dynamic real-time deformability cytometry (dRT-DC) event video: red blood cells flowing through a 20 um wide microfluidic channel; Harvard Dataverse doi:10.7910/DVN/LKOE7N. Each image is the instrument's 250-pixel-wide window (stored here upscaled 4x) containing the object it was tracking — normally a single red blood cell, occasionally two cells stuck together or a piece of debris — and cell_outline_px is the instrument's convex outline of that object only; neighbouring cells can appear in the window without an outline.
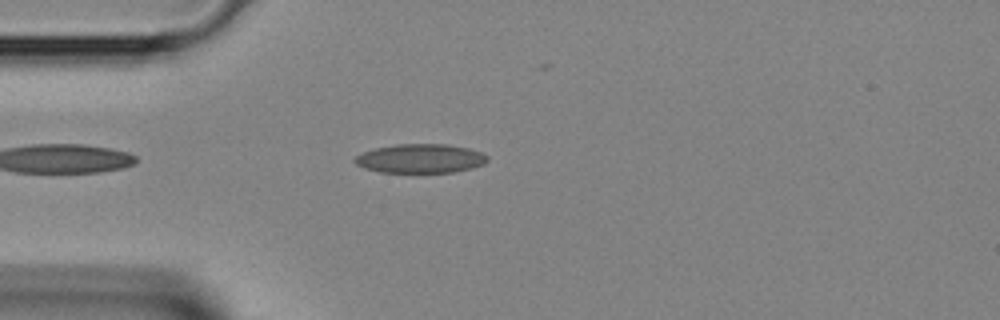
{"species": "Egyptian fruit bat (a non-hibernating species)", "species_latin": "Rousettus aegyptiacus", "temperature_condition": "room temperature", "stored_images_in_passage": 24, "camera_frame_rate_fps": 3000, "um_per_image_px": 0.085, "animal": {"sex": "female"}, "frame": {"image": 1, "passage_image": 2, "time_ms": 0.333, "image_size_px": [1000, 320], "cell_outline_px": [[488, 160], [484, 164], [472, 168], [452, 172], [380, 172], [364, 168], [356, 164], [352, 160], [356, 156], [364, 152], [376, 148], [396, 144], [448, 144], [468, 148], [480, 152], [488, 156]], "centroid_in_image_um": [35.74, 13.47], "position_along_channel_um": 49.3, "area_um2": 22.37}}
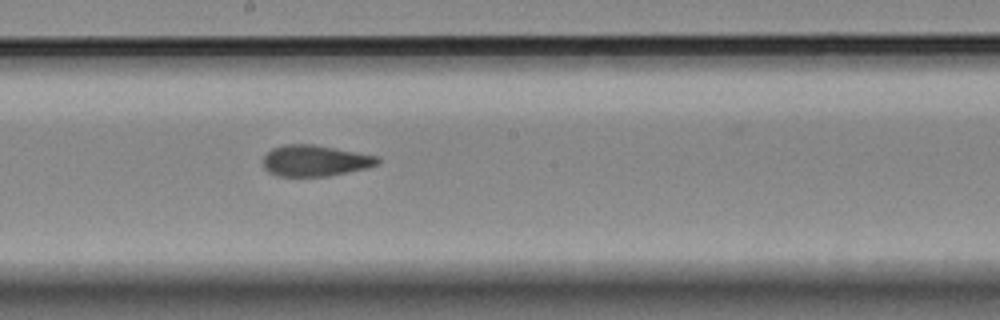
{"frame": {"image": 2, "passage_image": 13, "time_ms": 4.0, "image_size_px": [1000, 320], "cell_outline_px": [[380, 164], [368, 168], [328, 176], [276, 176], [268, 172], [264, 168], [264, 156], [272, 148], [284, 144], [312, 144], [380, 156]], "centroid_in_image_um": [26.81, 13.66], "position_along_channel_um": 221.4, "area_um2": 20.92}}
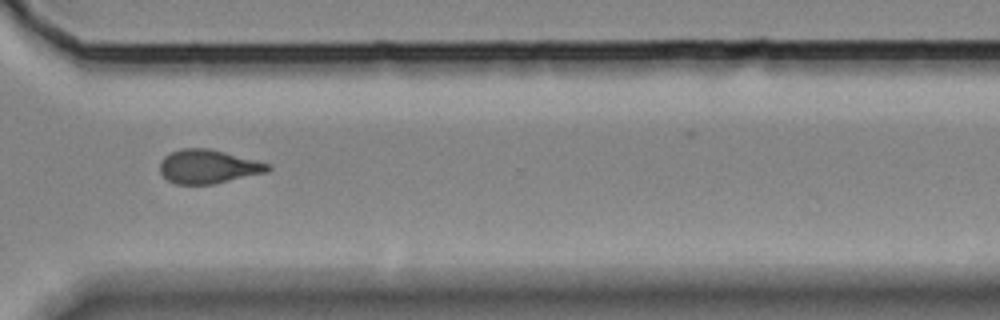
{"frame": {"image": 3, "passage_image": 21, "time_ms": 6.667, "image_size_px": [1000, 320], "cell_outline_px": [[272, 168], [268, 172], [212, 184], [176, 184], [168, 180], [160, 172], [160, 160], [164, 156], [172, 152], [184, 148], [208, 148], [272, 164]], "centroid_in_image_um": [17.71, 14.16], "position_along_channel_um": 352.9, "area_um2": 21.21}}